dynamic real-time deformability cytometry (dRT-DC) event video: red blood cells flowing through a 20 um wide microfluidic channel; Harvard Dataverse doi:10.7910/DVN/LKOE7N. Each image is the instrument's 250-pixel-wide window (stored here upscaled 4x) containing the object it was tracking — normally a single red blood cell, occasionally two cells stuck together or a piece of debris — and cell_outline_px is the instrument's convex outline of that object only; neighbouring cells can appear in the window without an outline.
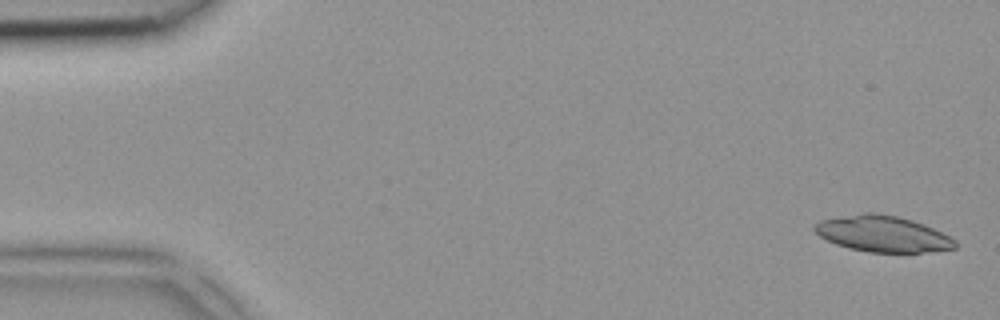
{"species": "common noctule bat (a hibernating species)", "species_latin": "Nyctalus noctula", "temperature_condition": "room temperature", "stored_images_in_passage": 4, "camera_frame_rate_fps": 3000, "um_per_image_px": 0.085, "animal": {"sex": "female", "body_mass_g": 18.4}, "frame": {"image": 1, "passage_image": 1, "time_ms": 0.0, "image_size_px": [1000, 320], "cell_outline_px": [[956, 248], [920, 252], [868, 252], [836, 244], [820, 236], [812, 228], [820, 220], [868, 212], [872, 212], [896, 216], [912, 220], [924, 224], [952, 236], [956, 240]], "centroid_in_image_um": [75.07, 19.87], "position_along_channel_um": 9.9, "area_um2": 29.25}}